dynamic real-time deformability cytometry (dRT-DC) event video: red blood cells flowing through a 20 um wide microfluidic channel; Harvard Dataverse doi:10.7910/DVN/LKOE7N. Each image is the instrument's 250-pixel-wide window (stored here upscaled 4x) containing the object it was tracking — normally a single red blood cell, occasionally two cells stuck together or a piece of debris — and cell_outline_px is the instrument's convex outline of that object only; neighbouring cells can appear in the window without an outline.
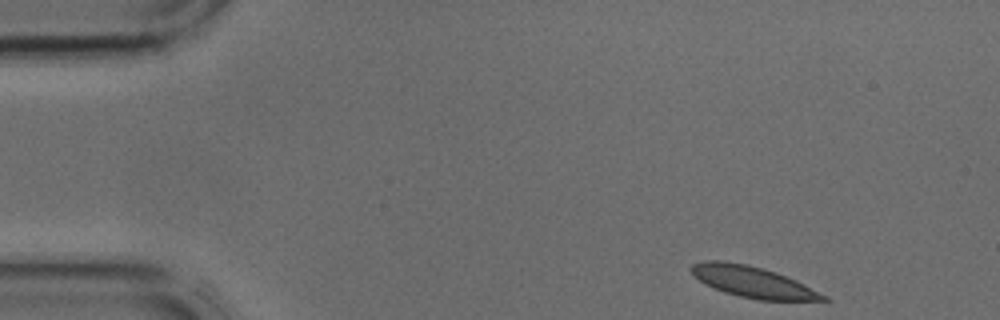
{"species": "common noctule bat (a hibernating species)", "species_latin": "Nyctalus noctula", "temperature_condition": "cold", "stored_images_in_passage": 39, "camera_frame_rate_fps": 3000, "um_per_image_px": 0.085, "animal": {"sex": "male", "body_mass_g": 17.9, "forearm_length_mm": 54.2}, "frame": {"image": 1, "passage_image": 1, "time_ms": 0.0, "image_size_px": [1000, 320], "cell_outline_px": [[832, 300], [828, 304], [760, 300], [740, 296], [724, 292], [704, 284], [688, 268], [692, 264], [704, 260], [720, 260], [748, 264], [764, 268], [776, 272], [796, 280], [828, 296]], "centroid_in_image_um": [64.17, 24.02], "position_along_channel_um": 20.8, "area_um2": 24.97}}
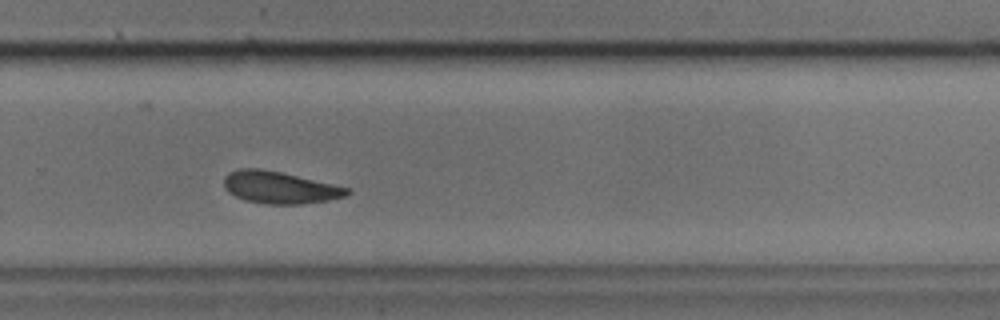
{"frame": {"image": 2, "passage_image": 25, "time_ms": 8.0, "image_size_px": [1000, 320], "cell_outline_px": [[352, 192], [348, 196], [328, 200], [300, 204], [268, 204], [244, 200], [228, 192], [224, 188], [224, 176], [228, 172], [240, 168], [260, 168], [280, 172], [352, 188]], "centroid_in_image_um": [23.79, 15.93], "position_along_channel_um": 306.0, "area_um2": 23.18}}
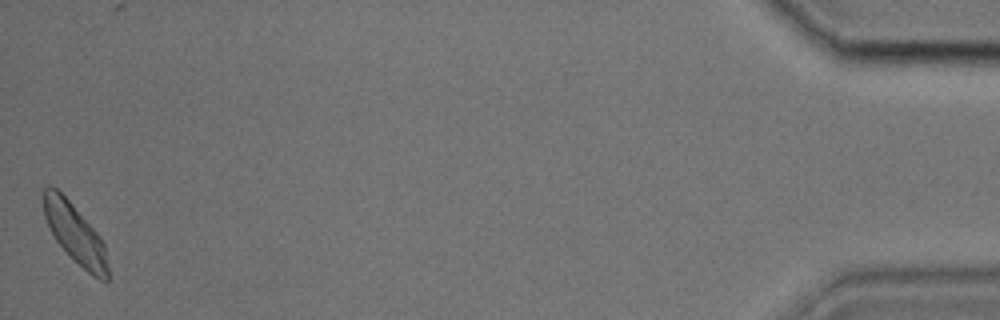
{"frame": {"image": 3, "passage_image": 39, "time_ms": 12.667, "image_size_px": [1000, 320], "cell_outline_px": [[108, 280], [100, 280], [92, 276], [56, 240], [48, 228], [44, 216], [40, 196], [44, 188], [56, 188], [72, 204], [104, 240], [108, 264]], "centroid_in_image_um": [6.36, 19.83], "position_along_channel_um": 428.8, "area_um2": 22.14}}